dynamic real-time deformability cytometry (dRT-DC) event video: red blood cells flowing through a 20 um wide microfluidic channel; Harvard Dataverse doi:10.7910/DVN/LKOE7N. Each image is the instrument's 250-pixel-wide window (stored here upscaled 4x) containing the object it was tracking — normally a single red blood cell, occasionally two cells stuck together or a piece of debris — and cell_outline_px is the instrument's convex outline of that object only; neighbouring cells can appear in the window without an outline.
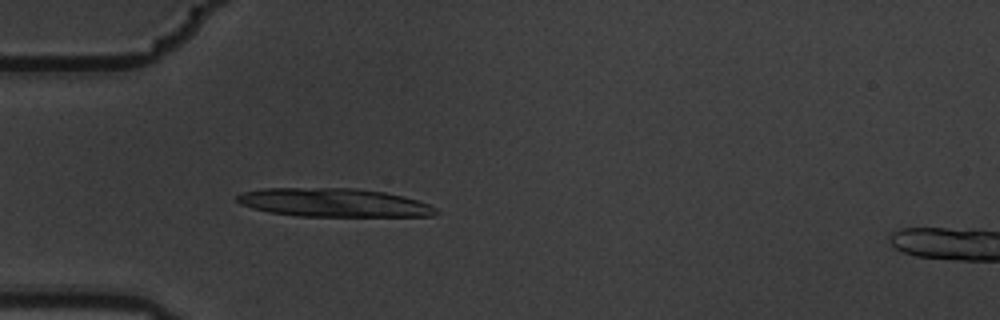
{"species": "common noctule bat (a hibernating species)", "species_latin": "Nyctalus noctula", "temperature_condition": "warm", "stored_images_in_passage": 3, "camera_frame_rate_fps": 3000, "um_per_image_px": 0.085, "animal": {"sex": "male", "body_mass_g": 19.5, "forearm_length_mm": 54.6}, "frame": {"image": 1, "passage_image": 3, "time_ms": 0.667, "image_size_px": [1000, 320], "cell_outline_px": [[440, 212], [432, 216], [296, 216], [268, 212], [252, 208], [240, 204], [236, 200], [236, 196], [244, 192], [264, 188], [356, 188], [384, 192], [404, 196], [428, 204], [436, 208]], "centroid_in_image_um": [28.36, 17.22], "position_along_channel_um": 56.6, "area_um2": 33.12}}